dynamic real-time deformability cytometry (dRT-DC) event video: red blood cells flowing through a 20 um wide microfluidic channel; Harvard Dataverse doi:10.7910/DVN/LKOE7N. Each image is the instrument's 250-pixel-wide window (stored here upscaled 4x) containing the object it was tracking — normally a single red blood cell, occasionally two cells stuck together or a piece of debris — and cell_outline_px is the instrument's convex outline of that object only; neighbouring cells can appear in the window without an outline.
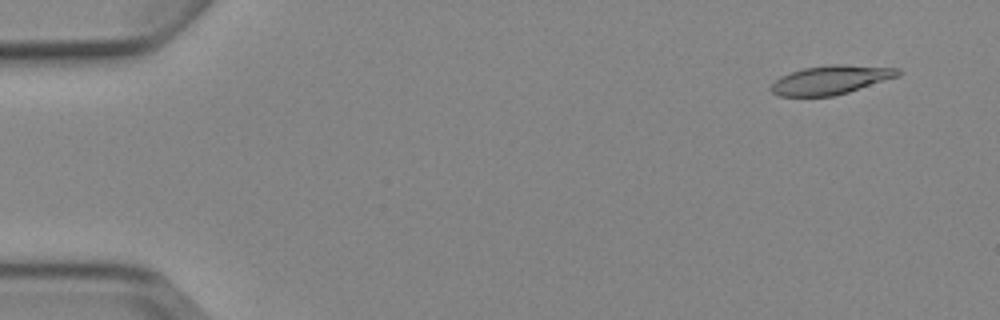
{"species": "Egyptian fruit bat (a non-hibernating species)", "species_latin": "Rousettus aegyptiacus", "temperature_condition": "cold", "stored_images_in_passage": 6, "camera_frame_rate_fps": 3000, "um_per_image_px": 0.085, "animal": {"sex": "female"}, "frame": {"image": 1, "passage_image": 1, "time_ms": 0.0, "image_size_px": [1000, 320], "cell_outline_px": [[900, 76], [848, 92], [832, 96], [780, 96], [772, 92], [768, 88], [780, 76], [804, 68], [828, 64], [844, 64], [900, 68]], "centroid_in_image_um": [70.63, 6.78], "position_along_channel_um": 14.4, "area_um2": 21.39}}
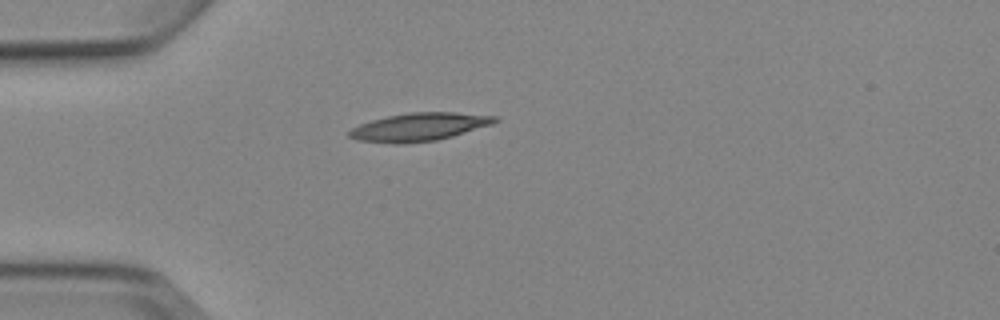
{"frame": {"image": 2, "passage_image": 4, "time_ms": 3.667, "image_size_px": [1000, 320], "cell_outline_px": [[500, 120], [492, 124], [452, 136], [436, 140], [400, 144], [392, 144], [356, 140], [348, 136], [348, 132], [352, 128], [360, 124], [372, 120], [388, 116], [408, 112], [456, 112], [496, 116]], "centroid_in_image_um": [35.61, 10.79], "position_along_channel_um": 49.4, "area_um2": 23.81}}
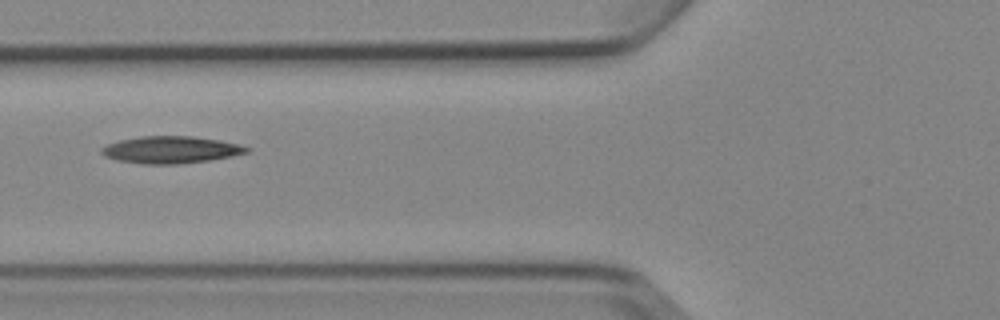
{"frame": {"image": 3, "passage_image": 6, "time_ms": 5.667, "image_size_px": [1000, 320], "cell_outline_px": [[252, 148], [248, 152], [232, 156], [212, 160], [176, 164], [140, 164], [116, 160], [104, 156], [100, 152], [100, 148], [108, 144], [120, 140], [140, 136], [192, 136], [220, 140], [240, 144]], "centroid_in_image_um": [14.53, 12.73], "position_along_channel_um": 111.3, "area_um2": 23.12}}